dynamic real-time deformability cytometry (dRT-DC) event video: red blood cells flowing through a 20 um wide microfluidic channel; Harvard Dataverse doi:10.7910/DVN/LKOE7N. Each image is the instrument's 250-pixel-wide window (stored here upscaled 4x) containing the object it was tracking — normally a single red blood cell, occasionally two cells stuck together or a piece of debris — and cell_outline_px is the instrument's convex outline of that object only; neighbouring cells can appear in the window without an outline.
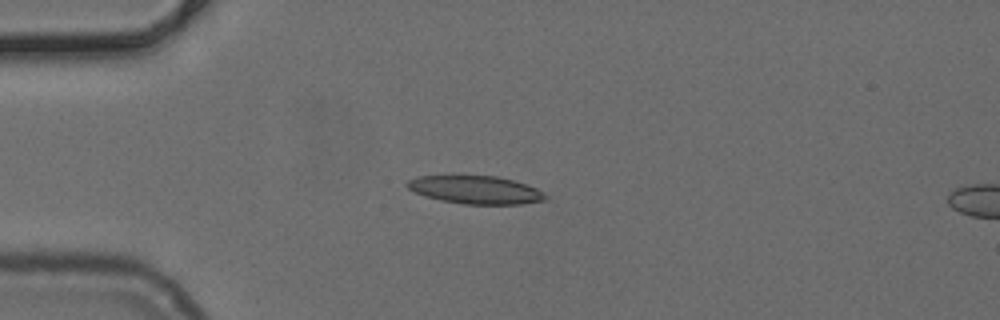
{"species": "common noctule bat (a hibernating species)", "species_latin": "Nyctalus noctula", "temperature_condition": "cold", "stored_images_in_passage": 47, "camera_frame_rate_fps": 3000, "um_per_image_px": 0.085, "animal": {"sex": "female", "body_mass_g": 24.6, "forearm_length_mm": 56.2}, "frame": {"image": 1, "passage_image": 13, "time_ms": 4.0, "image_size_px": [1000, 320], "cell_outline_px": [[548, 200], [520, 204], [464, 204], [440, 200], [424, 196], [412, 192], [404, 184], [408, 180], [416, 176], [496, 176], [512, 180], [536, 188], [544, 192], [548, 196]], "centroid_in_image_um": [40.4, 16.14], "position_along_channel_um": 44.6, "area_um2": 22.66}}
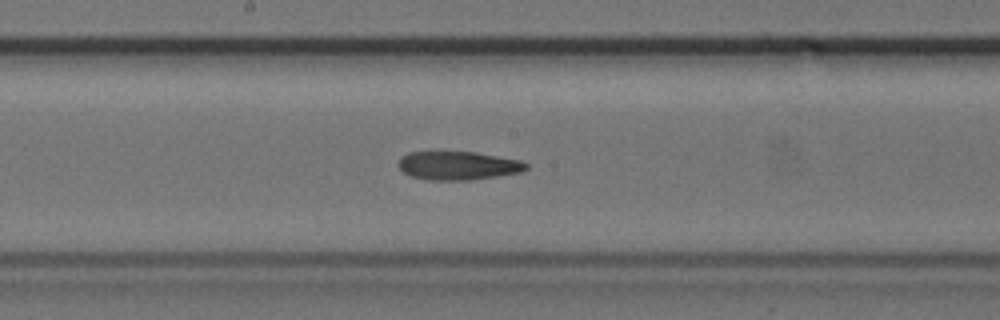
{"frame": {"image": 2, "passage_image": 27, "time_ms": 8.667, "image_size_px": [1000, 320], "cell_outline_px": [[528, 168], [520, 172], [496, 176], [468, 180], [428, 180], [412, 176], [404, 172], [396, 164], [400, 156], [408, 152], [476, 152], [520, 160], [528, 164]], "centroid_in_image_um": [38.9, 14.07], "position_along_channel_um": 209.3, "area_um2": 21.21}}
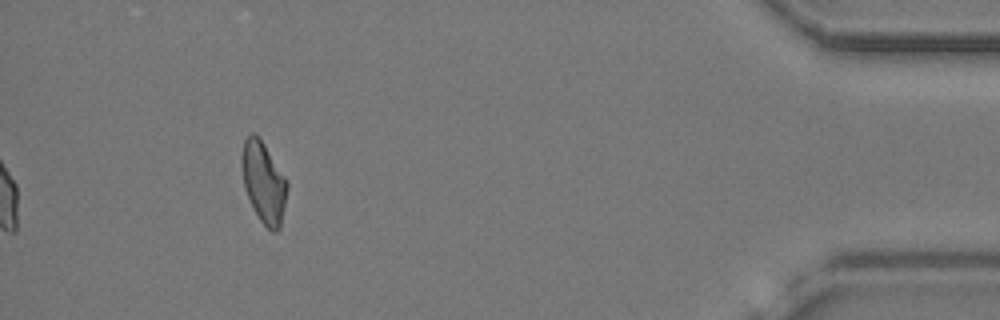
{"frame": {"image": 3, "passage_image": 47, "time_ms": 15.333, "image_size_px": [1000, 320], "cell_outline_px": [[288, 188], [280, 228], [276, 232], [272, 232], [260, 220], [244, 188], [240, 160], [240, 156], [244, 140], [252, 132], [264, 144], [288, 180]], "centroid_in_image_um": [22.41, 15.49], "position_along_channel_um": 412.8, "area_um2": 21.39}}